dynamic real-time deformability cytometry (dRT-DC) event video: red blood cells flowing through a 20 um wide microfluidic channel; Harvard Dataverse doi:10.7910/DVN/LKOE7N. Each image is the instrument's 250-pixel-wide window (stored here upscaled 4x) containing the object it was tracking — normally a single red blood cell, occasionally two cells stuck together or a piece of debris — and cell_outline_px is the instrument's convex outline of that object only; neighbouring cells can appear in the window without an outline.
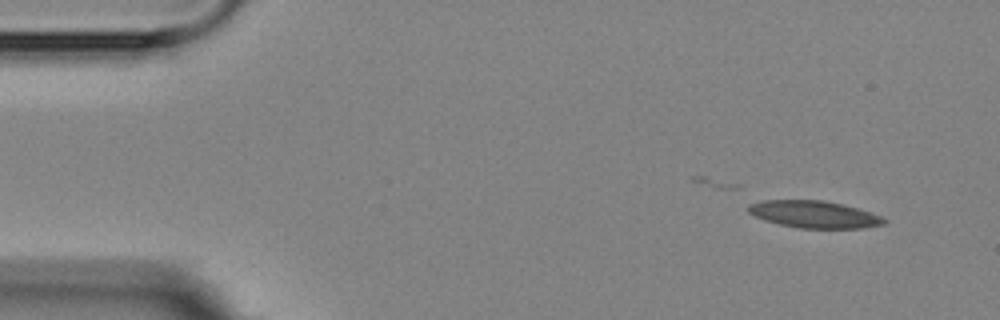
{"species": "Egyptian fruit bat (a non-hibernating species)", "species_latin": "Rousettus aegyptiacus", "temperature_condition": "room temperature", "stored_images_in_passage": 7, "camera_frame_rate_fps": 3000, "um_per_image_px": 0.085, "animal": {"sex": "female"}, "frame": {"image": 1, "passage_image": 3, "time_ms": 2.333, "image_size_px": [1000, 320], "cell_outline_px": [[888, 224], [864, 228], [800, 228], [780, 224], [764, 220], [748, 212], [748, 204], [760, 200], [824, 200], [856, 208], [880, 216], [888, 220]], "centroid_in_image_um": [69.2, 18.22], "position_along_channel_um": 15.8, "area_um2": 21.39}}
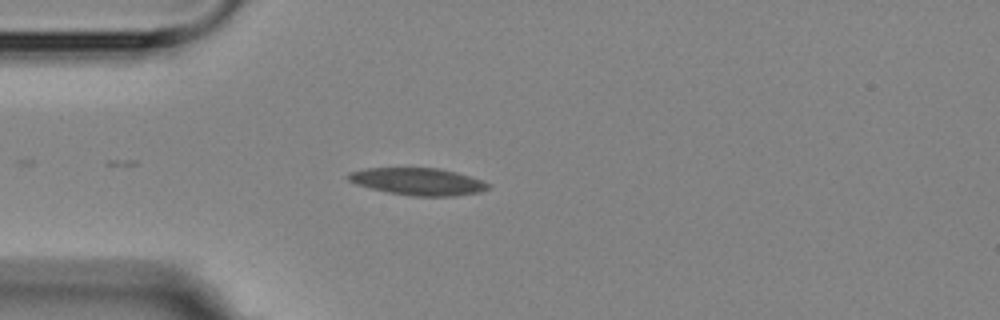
{"frame": {"image": 2, "passage_image": 6, "time_ms": 5.667, "image_size_px": [1000, 320], "cell_outline_px": [[492, 184], [488, 188], [480, 192], [456, 196], [412, 196], [388, 192], [356, 184], [348, 180], [344, 176], [348, 172], [368, 168], [440, 168], [456, 172]], "centroid_in_image_um": [35.51, 15.43], "position_along_channel_um": 49.5, "area_um2": 22.14}}